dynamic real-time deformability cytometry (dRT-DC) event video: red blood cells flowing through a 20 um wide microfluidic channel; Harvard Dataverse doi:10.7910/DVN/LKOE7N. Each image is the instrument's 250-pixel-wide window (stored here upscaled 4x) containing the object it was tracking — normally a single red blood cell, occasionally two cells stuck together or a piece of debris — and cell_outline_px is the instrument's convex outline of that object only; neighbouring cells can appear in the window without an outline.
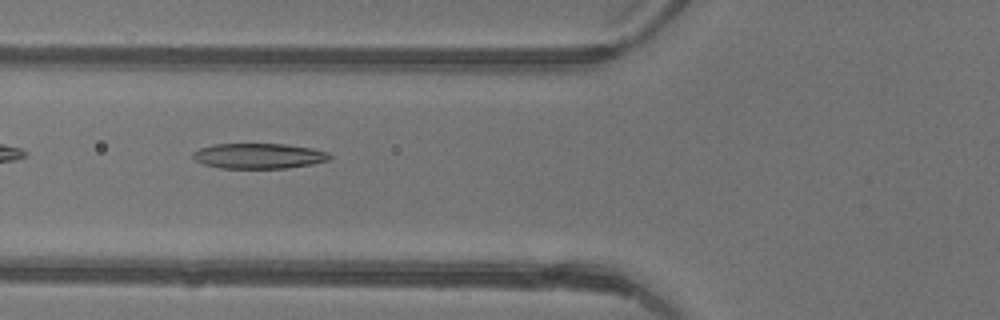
{"species": "common noctule bat (a hibernating species)", "species_latin": "Nyctalus noctula", "temperature_condition": "warm", "stored_images_in_passage": 5, "camera_frame_rate_fps": 3000, "um_per_image_px": 0.085, "animal": {"sex": "female"}, "frame": {"image": 1, "passage_image": 5, "time_ms": 1.333, "image_size_px": [1000, 320], "cell_outline_px": [[332, 160], [312, 164], [288, 168], [220, 168], [204, 164], [196, 160], [192, 156], [192, 152], [200, 148], [216, 144], [284, 144], [312, 148], [328, 152], [332, 156]], "centroid_in_image_um": [22.04, 13.26], "position_along_channel_um": 103.8, "area_um2": 20.23}}